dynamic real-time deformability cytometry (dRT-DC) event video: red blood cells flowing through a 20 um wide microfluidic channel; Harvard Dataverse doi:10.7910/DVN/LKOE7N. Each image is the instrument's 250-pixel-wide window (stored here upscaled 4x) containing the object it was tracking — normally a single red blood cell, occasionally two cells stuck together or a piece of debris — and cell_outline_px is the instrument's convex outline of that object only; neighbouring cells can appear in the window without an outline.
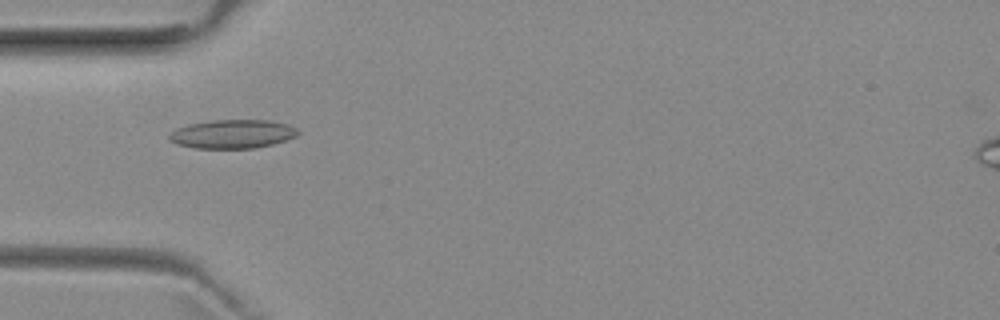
{"species": "common noctule bat (a hibernating species)", "species_latin": "Nyctalus noctula", "temperature_condition": "room temperature", "stored_images_in_passage": 52, "camera_frame_rate_fps": 3000, "um_per_image_px": 0.085, "animal": {"sex": "female", "body_mass_g": 29.2, "forearm_length_mm": 56.3}, "frame": {"image": 1, "passage_image": 16, "time_ms": 5.0, "image_size_px": [1000, 320], "cell_outline_px": [[300, 132], [296, 136], [272, 144], [252, 148], [196, 148], [176, 144], [168, 140], [168, 136], [176, 128], [188, 124], [212, 120], [268, 120], [288, 124], [296, 128]], "centroid_in_image_um": [19.73, 11.38], "position_along_channel_um": 65.3, "area_um2": 21.5}}
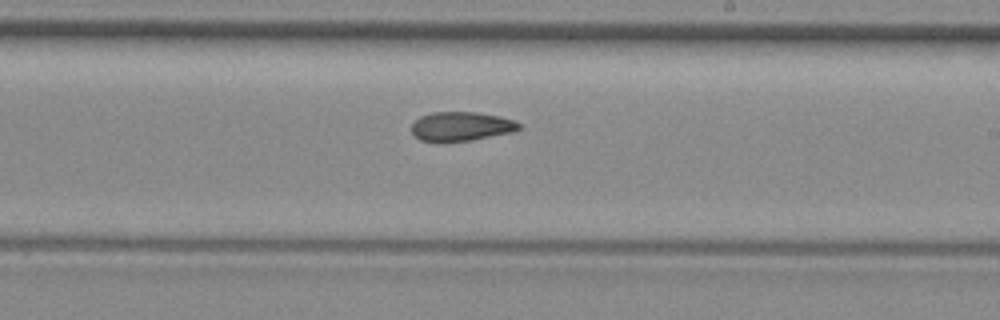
{"frame": {"image": 2, "passage_image": 30, "time_ms": 9.667, "image_size_px": [1000, 320], "cell_outline_px": [[520, 128], [516, 132], [472, 140], [420, 140], [412, 132], [412, 124], [420, 116], [432, 112], [476, 112], [500, 116], [512, 120], [520, 124]], "centroid_in_image_um": [39.25, 10.72], "position_along_channel_um": 249.8, "area_um2": 17.98}}
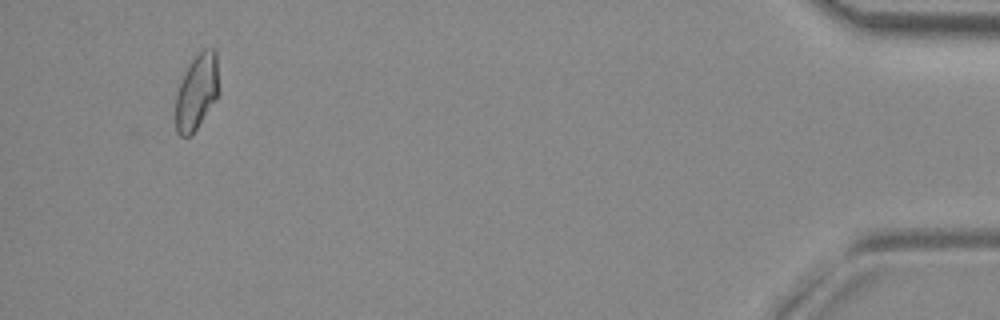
{"frame": {"image": 3, "passage_image": 49, "time_ms": 16.0, "image_size_px": [1000, 320], "cell_outline_px": [[220, 92], [216, 100], [196, 128], [188, 136], [180, 136], [176, 132], [176, 96], [184, 72], [188, 64], [204, 48], [212, 48], [216, 52]], "centroid_in_image_um": [16.75, 7.78], "position_along_channel_um": 418.5, "area_um2": 19.02}, "authors_computed_cell_mechanics": {"area_um2": 19.1607, "velocity_mm_per_s": 3.9583, "shape_relaxation_time_tau1_ms": 11.0869, "shape_relaxation_time_tau2_ms": 4.4927, "deformation_change_tau1": 0.2287, "deformation_change_tau2": 0.1134}}